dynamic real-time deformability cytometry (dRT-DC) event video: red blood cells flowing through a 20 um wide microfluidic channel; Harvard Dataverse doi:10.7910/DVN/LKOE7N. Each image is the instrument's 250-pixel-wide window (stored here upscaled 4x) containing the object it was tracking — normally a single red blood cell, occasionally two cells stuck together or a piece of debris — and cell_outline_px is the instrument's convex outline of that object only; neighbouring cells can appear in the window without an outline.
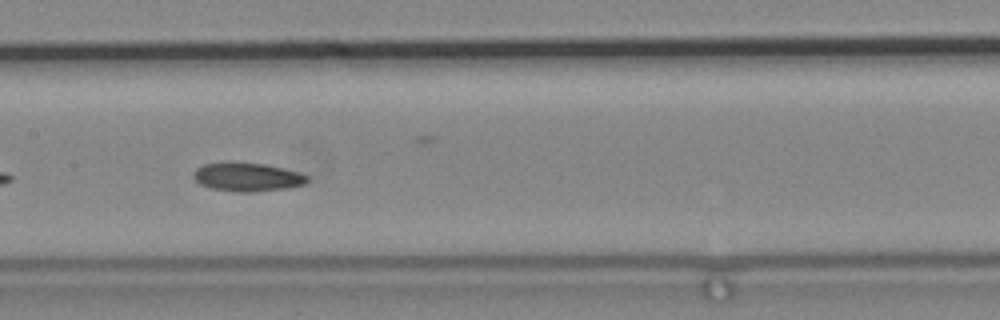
{"species": "common noctule bat (a hibernating species)", "species_latin": "Nyctalus noctula", "temperature_condition": "cold", "stored_images_in_passage": 41, "camera_frame_rate_fps": 3000, "um_per_image_px": 0.085, "animal": {"sex": "male", "body_mass_g": 19.2, "forearm_length_mm": 51.8}, "frame": {"image": 1, "passage_image": 12, "time_ms": 3.667, "image_size_px": [1000, 320], "cell_outline_px": [[308, 180], [304, 184], [288, 188], [256, 192], [236, 192], [212, 188], [200, 184], [192, 176], [196, 168], [204, 164], [264, 164], [296, 172], [308, 176]], "centroid_in_image_um": [21.02, 15.09], "position_along_channel_um": 186.4, "area_um2": 18.32}}